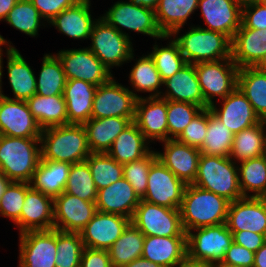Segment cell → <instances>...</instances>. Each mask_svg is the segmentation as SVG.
I'll return each instance as SVG.
<instances>
[{"mask_svg":"<svg viewBox=\"0 0 266 267\" xmlns=\"http://www.w3.org/2000/svg\"><path fill=\"white\" fill-rule=\"evenodd\" d=\"M230 201L193 184H186L179 208L185 232L226 223Z\"/></svg>","mask_w":266,"mask_h":267,"instance_id":"obj_1","label":"cell"},{"mask_svg":"<svg viewBox=\"0 0 266 267\" xmlns=\"http://www.w3.org/2000/svg\"><path fill=\"white\" fill-rule=\"evenodd\" d=\"M40 143L41 160L74 164L85 161L92 153L83 125L68 124L44 128Z\"/></svg>","mask_w":266,"mask_h":267,"instance_id":"obj_2","label":"cell"},{"mask_svg":"<svg viewBox=\"0 0 266 267\" xmlns=\"http://www.w3.org/2000/svg\"><path fill=\"white\" fill-rule=\"evenodd\" d=\"M40 139L0 135V173L9 181L30 183L41 160Z\"/></svg>","mask_w":266,"mask_h":267,"instance_id":"obj_3","label":"cell"},{"mask_svg":"<svg viewBox=\"0 0 266 267\" xmlns=\"http://www.w3.org/2000/svg\"><path fill=\"white\" fill-rule=\"evenodd\" d=\"M230 157L201 154L193 185L211 191L230 202L243 197L239 186L238 167Z\"/></svg>","mask_w":266,"mask_h":267,"instance_id":"obj_4","label":"cell"},{"mask_svg":"<svg viewBox=\"0 0 266 267\" xmlns=\"http://www.w3.org/2000/svg\"><path fill=\"white\" fill-rule=\"evenodd\" d=\"M174 40L187 63L225 61L231 58L232 40L220 32L192 27L186 34Z\"/></svg>","mask_w":266,"mask_h":267,"instance_id":"obj_5","label":"cell"},{"mask_svg":"<svg viewBox=\"0 0 266 267\" xmlns=\"http://www.w3.org/2000/svg\"><path fill=\"white\" fill-rule=\"evenodd\" d=\"M131 222L145 235L157 237H186L180 210L140 200Z\"/></svg>","mask_w":266,"mask_h":267,"instance_id":"obj_6","label":"cell"},{"mask_svg":"<svg viewBox=\"0 0 266 267\" xmlns=\"http://www.w3.org/2000/svg\"><path fill=\"white\" fill-rule=\"evenodd\" d=\"M186 233L187 256L208 263L222 262L226 250L233 243V235L226 223L195 228Z\"/></svg>","mask_w":266,"mask_h":267,"instance_id":"obj_7","label":"cell"},{"mask_svg":"<svg viewBox=\"0 0 266 267\" xmlns=\"http://www.w3.org/2000/svg\"><path fill=\"white\" fill-rule=\"evenodd\" d=\"M127 35L108 25L100 17L92 27V46L89 49L108 69L119 66L122 62L133 59L132 45Z\"/></svg>","mask_w":266,"mask_h":267,"instance_id":"obj_8","label":"cell"},{"mask_svg":"<svg viewBox=\"0 0 266 267\" xmlns=\"http://www.w3.org/2000/svg\"><path fill=\"white\" fill-rule=\"evenodd\" d=\"M223 63L225 65L218 60L195 64L200 89L209 106L214 104L213 97L220 96L224 99L237 88L239 67L231 58L225 59Z\"/></svg>","mask_w":266,"mask_h":267,"instance_id":"obj_9","label":"cell"},{"mask_svg":"<svg viewBox=\"0 0 266 267\" xmlns=\"http://www.w3.org/2000/svg\"><path fill=\"white\" fill-rule=\"evenodd\" d=\"M138 98L137 94L117 84L112 77L107 83L97 86L91 118L123 117L134 122Z\"/></svg>","mask_w":266,"mask_h":267,"instance_id":"obj_10","label":"cell"},{"mask_svg":"<svg viewBox=\"0 0 266 267\" xmlns=\"http://www.w3.org/2000/svg\"><path fill=\"white\" fill-rule=\"evenodd\" d=\"M102 19L121 33L123 32L120 26L155 38L170 37L164 35L158 27L154 10L142 7L131 0L115 3Z\"/></svg>","mask_w":266,"mask_h":267,"instance_id":"obj_11","label":"cell"},{"mask_svg":"<svg viewBox=\"0 0 266 267\" xmlns=\"http://www.w3.org/2000/svg\"><path fill=\"white\" fill-rule=\"evenodd\" d=\"M186 184L156 159L149 170L147 190L141 198L159 206L179 209Z\"/></svg>","mask_w":266,"mask_h":267,"instance_id":"obj_12","label":"cell"},{"mask_svg":"<svg viewBox=\"0 0 266 267\" xmlns=\"http://www.w3.org/2000/svg\"><path fill=\"white\" fill-rule=\"evenodd\" d=\"M66 79H79L99 86L107 83L112 74L89 48L59 51L57 54Z\"/></svg>","mask_w":266,"mask_h":267,"instance_id":"obj_13","label":"cell"},{"mask_svg":"<svg viewBox=\"0 0 266 267\" xmlns=\"http://www.w3.org/2000/svg\"><path fill=\"white\" fill-rule=\"evenodd\" d=\"M42 128L30 112L25 100L0 98V135L40 139Z\"/></svg>","mask_w":266,"mask_h":267,"instance_id":"obj_14","label":"cell"},{"mask_svg":"<svg viewBox=\"0 0 266 267\" xmlns=\"http://www.w3.org/2000/svg\"><path fill=\"white\" fill-rule=\"evenodd\" d=\"M19 267H55L56 229L20 234Z\"/></svg>","mask_w":266,"mask_h":267,"instance_id":"obj_15","label":"cell"},{"mask_svg":"<svg viewBox=\"0 0 266 267\" xmlns=\"http://www.w3.org/2000/svg\"><path fill=\"white\" fill-rule=\"evenodd\" d=\"M131 222L118 214L96 211L92 219L79 232L85 248L108 250Z\"/></svg>","mask_w":266,"mask_h":267,"instance_id":"obj_16","label":"cell"},{"mask_svg":"<svg viewBox=\"0 0 266 267\" xmlns=\"http://www.w3.org/2000/svg\"><path fill=\"white\" fill-rule=\"evenodd\" d=\"M53 210L54 229L78 233L97 211L95 202L85 201L65 192L53 198Z\"/></svg>","mask_w":266,"mask_h":267,"instance_id":"obj_17","label":"cell"},{"mask_svg":"<svg viewBox=\"0 0 266 267\" xmlns=\"http://www.w3.org/2000/svg\"><path fill=\"white\" fill-rule=\"evenodd\" d=\"M226 226L230 231L248 230L266 236V198L249 195L230 202Z\"/></svg>","mask_w":266,"mask_h":267,"instance_id":"obj_18","label":"cell"},{"mask_svg":"<svg viewBox=\"0 0 266 267\" xmlns=\"http://www.w3.org/2000/svg\"><path fill=\"white\" fill-rule=\"evenodd\" d=\"M223 100V108L221 110H218L214 104L209 106V110L233 134L262 121L238 87Z\"/></svg>","mask_w":266,"mask_h":267,"instance_id":"obj_19","label":"cell"},{"mask_svg":"<svg viewBox=\"0 0 266 267\" xmlns=\"http://www.w3.org/2000/svg\"><path fill=\"white\" fill-rule=\"evenodd\" d=\"M134 123L146 139L168 140L167 100L139 97L135 104Z\"/></svg>","mask_w":266,"mask_h":267,"instance_id":"obj_20","label":"cell"},{"mask_svg":"<svg viewBox=\"0 0 266 267\" xmlns=\"http://www.w3.org/2000/svg\"><path fill=\"white\" fill-rule=\"evenodd\" d=\"M163 142L165 152H156L157 159L185 184H192L198 171L199 148L180 143L173 137Z\"/></svg>","mask_w":266,"mask_h":267,"instance_id":"obj_21","label":"cell"},{"mask_svg":"<svg viewBox=\"0 0 266 267\" xmlns=\"http://www.w3.org/2000/svg\"><path fill=\"white\" fill-rule=\"evenodd\" d=\"M198 8L208 24L203 29L223 33L231 40L242 24V7L236 0H199Z\"/></svg>","mask_w":266,"mask_h":267,"instance_id":"obj_22","label":"cell"},{"mask_svg":"<svg viewBox=\"0 0 266 267\" xmlns=\"http://www.w3.org/2000/svg\"><path fill=\"white\" fill-rule=\"evenodd\" d=\"M53 197L32 187L26 192L20 219V234L27 231L54 229Z\"/></svg>","mask_w":266,"mask_h":267,"instance_id":"obj_23","label":"cell"},{"mask_svg":"<svg viewBox=\"0 0 266 267\" xmlns=\"http://www.w3.org/2000/svg\"><path fill=\"white\" fill-rule=\"evenodd\" d=\"M140 200L130 183L122 177L98 190L95 204L97 211L118 214L131 220Z\"/></svg>","mask_w":266,"mask_h":267,"instance_id":"obj_24","label":"cell"},{"mask_svg":"<svg viewBox=\"0 0 266 267\" xmlns=\"http://www.w3.org/2000/svg\"><path fill=\"white\" fill-rule=\"evenodd\" d=\"M266 53V30L241 24L232 38L231 59L240 68L254 67Z\"/></svg>","mask_w":266,"mask_h":267,"instance_id":"obj_25","label":"cell"},{"mask_svg":"<svg viewBox=\"0 0 266 267\" xmlns=\"http://www.w3.org/2000/svg\"><path fill=\"white\" fill-rule=\"evenodd\" d=\"M97 86L79 79H68L63 91L68 124L83 125L91 119Z\"/></svg>","mask_w":266,"mask_h":267,"instance_id":"obj_26","label":"cell"},{"mask_svg":"<svg viewBox=\"0 0 266 267\" xmlns=\"http://www.w3.org/2000/svg\"><path fill=\"white\" fill-rule=\"evenodd\" d=\"M167 86L168 92L164 98L177 102L192 103L201 106L203 109L209 108L204 101L198 77L195 71V64L187 63L173 76L163 81Z\"/></svg>","mask_w":266,"mask_h":267,"instance_id":"obj_27","label":"cell"},{"mask_svg":"<svg viewBox=\"0 0 266 267\" xmlns=\"http://www.w3.org/2000/svg\"><path fill=\"white\" fill-rule=\"evenodd\" d=\"M186 255V237L145 236L142 257L151 262L175 267Z\"/></svg>","mask_w":266,"mask_h":267,"instance_id":"obj_28","label":"cell"},{"mask_svg":"<svg viewBox=\"0 0 266 267\" xmlns=\"http://www.w3.org/2000/svg\"><path fill=\"white\" fill-rule=\"evenodd\" d=\"M132 122L128 118H91L83 124L92 153H107L117 136Z\"/></svg>","mask_w":266,"mask_h":267,"instance_id":"obj_29","label":"cell"},{"mask_svg":"<svg viewBox=\"0 0 266 267\" xmlns=\"http://www.w3.org/2000/svg\"><path fill=\"white\" fill-rule=\"evenodd\" d=\"M89 1H78L74 6L60 12L49 23L59 31L75 39H86L91 35L95 21L92 20Z\"/></svg>","mask_w":266,"mask_h":267,"instance_id":"obj_30","label":"cell"},{"mask_svg":"<svg viewBox=\"0 0 266 267\" xmlns=\"http://www.w3.org/2000/svg\"><path fill=\"white\" fill-rule=\"evenodd\" d=\"M72 164L66 162L40 160L30 183L35 190L56 197L64 192Z\"/></svg>","mask_w":266,"mask_h":267,"instance_id":"obj_31","label":"cell"},{"mask_svg":"<svg viewBox=\"0 0 266 267\" xmlns=\"http://www.w3.org/2000/svg\"><path fill=\"white\" fill-rule=\"evenodd\" d=\"M7 48L8 77L14 100L26 101L36 94V78L19 51L11 45Z\"/></svg>","mask_w":266,"mask_h":267,"instance_id":"obj_32","label":"cell"},{"mask_svg":"<svg viewBox=\"0 0 266 267\" xmlns=\"http://www.w3.org/2000/svg\"><path fill=\"white\" fill-rule=\"evenodd\" d=\"M146 140L137 125L132 122L117 136L107 154L121 164L140 160L151 152Z\"/></svg>","mask_w":266,"mask_h":267,"instance_id":"obj_33","label":"cell"},{"mask_svg":"<svg viewBox=\"0 0 266 267\" xmlns=\"http://www.w3.org/2000/svg\"><path fill=\"white\" fill-rule=\"evenodd\" d=\"M26 103L42 129L68 125L66 102L63 95L45 97L35 94L27 99Z\"/></svg>","mask_w":266,"mask_h":267,"instance_id":"obj_34","label":"cell"},{"mask_svg":"<svg viewBox=\"0 0 266 267\" xmlns=\"http://www.w3.org/2000/svg\"><path fill=\"white\" fill-rule=\"evenodd\" d=\"M198 2L199 0H159L155 15L162 33L175 36L190 14L198 8Z\"/></svg>","mask_w":266,"mask_h":267,"instance_id":"obj_35","label":"cell"},{"mask_svg":"<svg viewBox=\"0 0 266 267\" xmlns=\"http://www.w3.org/2000/svg\"><path fill=\"white\" fill-rule=\"evenodd\" d=\"M237 87L249 100L259 118L266 121V72L255 67L240 68Z\"/></svg>","mask_w":266,"mask_h":267,"instance_id":"obj_36","label":"cell"},{"mask_svg":"<svg viewBox=\"0 0 266 267\" xmlns=\"http://www.w3.org/2000/svg\"><path fill=\"white\" fill-rule=\"evenodd\" d=\"M145 235L130 222L122 235L107 250L112 267H123L142 257Z\"/></svg>","mask_w":266,"mask_h":267,"instance_id":"obj_37","label":"cell"},{"mask_svg":"<svg viewBox=\"0 0 266 267\" xmlns=\"http://www.w3.org/2000/svg\"><path fill=\"white\" fill-rule=\"evenodd\" d=\"M265 124L266 121L262 120L260 123L234 134L232 150L229 157L231 159L234 157L241 162L264 155L266 134L264 133L263 127Z\"/></svg>","mask_w":266,"mask_h":267,"instance_id":"obj_38","label":"cell"},{"mask_svg":"<svg viewBox=\"0 0 266 267\" xmlns=\"http://www.w3.org/2000/svg\"><path fill=\"white\" fill-rule=\"evenodd\" d=\"M240 165L238 177L243 197H248V190L255 192L251 197L266 198V156L241 161Z\"/></svg>","mask_w":266,"mask_h":267,"instance_id":"obj_39","label":"cell"},{"mask_svg":"<svg viewBox=\"0 0 266 267\" xmlns=\"http://www.w3.org/2000/svg\"><path fill=\"white\" fill-rule=\"evenodd\" d=\"M66 81L67 79L58 57L46 54L43 57L39 79H36V94L45 97L63 95Z\"/></svg>","mask_w":266,"mask_h":267,"instance_id":"obj_40","label":"cell"},{"mask_svg":"<svg viewBox=\"0 0 266 267\" xmlns=\"http://www.w3.org/2000/svg\"><path fill=\"white\" fill-rule=\"evenodd\" d=\"M233 139L234 134L208 108L207 133L203 145L199 148L201 154L229 157Z\"/></svg>","mask_w":266,"mask_h":267,"instance_id":"obj_41","label":"cell"},{"mask_svg":"<svg viewBox=\"0 0 266 267\" xmlns=\"http://www.w3.org/2000/svg\"><path fill=\"white\" fill-rule=\"evenodd\" d=\"M85 161L97 190L108 187L123 177V164L116 162L107 153H91Z\"/></svg>","mask_w":266,"mask_h":267,"instance_id":"obj_42","label":"cell"},{"mask_svg":"<svg viewBox=\"0 0 266 267\" xmlns=\"http://www.w3.org/2000/svg\"><path fill=\"white\" fill-rule=\"evenodd\" d=\"M64 192L85 201L96 202L98 190L86 161L71 165Z\"/></svg>","mask_w":266,"mask_h":267,"instance_id":"obj_43","label":"cell"},{"mask_svg":"<svg viewBox=\"0 0 266 267\" xmlns=\"http://www.w3.org/2000/svg\"><path fill=\"white\" fill-rule=\"evenodd\" d=\"M84 248L80 233L56 229L55 267H80Z\"/></svg>","mask_w":266,"mask_h":267,"instance_id":"obj_44","label":"cell"},{"mask_svg":"<svg viewBox=\"0 0 266 267\" xmlns=\"http://www.w3.org/2000/svg\"><path fill=\"white\" fill-rule=\"evenodd\" d=\"M130 82L137 89V91L154 92L151 97H159L161 92H158L163 81L160 73L155 67L153 59L146 55L141 57L130 72Z\"/></svg>","mask_w":266,"mask_h":267,"instance_id":"obj_45","label":"cell"},{"mask_svg":"<svg viewBox=\"0 0 266 267\" xmlns=\"http://www.w3.org/2000/svg\"><path fill=\"white\" fill-rule=\"evenodd\" d=\"M41 18L39 11L30 0H19L9 11L5 20L27 35L36 36Z\"/></svg>","mask_w":266,"mask_h":267,"instance_id":"obj_46","label":"cell"},{"mask_svg":"<svg viewBox=\"0 0 266 267\" xmlns=\"http://www.w3.org/2000/svg\"><path fill=\"white\" fill-rule=\"evenodd\" d=\"M154 46V51L149 55L153 59L162 81L173 76L187 64L175 40L167 47L158 48L157 45Z\"/></svg>","mask_w":266,"mask_h":267,"instance_id":"obj_47","label":"cell"},{"mask_svg":"<svg viewBox=\"0 0 266 267\" xmlns=\"http://www.w3.org/2000/svg\"><path fill=\"white\" fill-rule=\"evenodd\" d=\"M203 108L187 102L167 100L168 139H176Z\"/></svg>","mask_w":266,"mask_h":267,"instance_id":"obj_48","label":"cell"},{"mask_svg":"<svg viewBox=\"0 0 266 267\" xmlns=\"http://www.w3.org/2000/svg\"><path fill=\"white\" fill-rule=\"evenodd\" d=\"M31 183L10 181L0 198V214L17 222L21 216L26 192Z\"/></svg>","mask_w":266,"mask_h":267,"instance_id":"obj_49","label":"cell"},{"mask_svg":"<svg viewBox=\"0 0 266 267\" xmlns=\"http://www.w3.org/2000/svg\"><path fill=\"white\" fill-rule=\"evenodd\" d=\"M156 159L157 153L151 151L140 160L123 164V177L130 183L140 199L146 193L149 170Z\"/></svg>","mask_w":266,"mask_h":267,"instance_id":"obj_50","label":"cell"},{"mask_svg":"<svg viewBox=\"0 0 266 267\" xmlns=\"http://www.w3.org/2000/svg\"><path fill=\"white\" fill-rule=\"evenodd\" d=\"M208 125V108L199 113L176 138L180 143L200 148L205 140Z\"/></svg>","mask_w":266,"mask_h":267,"instance_id":"obj_51","label":"cell"},{"mask_svg":"<svg viewBox=\"0 0 266 267\" xmlns=\"http://www.w3.org/2000/svg\"><path fill=\"white\" fill-rule=\"evenodd\" d=\"M242 24L246 28L266 30V4L260 2L242 7Z\"/></svg>","mask_w":266,"mask_h":267,"instance_id":"obj_52","label":"cell"},{"mask_svg":"<svg viewBox=\"0 0 266 267\" xmlns=\"http://www.w3.org/2000/svg\"><path fill=\"white\" fill-rule=\"evenodd\" d=\"M41 17L49 22L63 10L74 6L80 0H30Z\"/></svg>","mask_w":266,"mask_h":267,"instance_id":"obj_53","label":"cell"},{"mask_svg":"<svg viewBox=\"0 0 266 267\" xmlns=\"http://www.w3.org/2000/svg\"><path fill=\"white\" fill-rule=\"evenodd\" d=\"M255 253L247 248L232 243L226 250V254L222 263L232 264L242 267H253Z\"/></svg>","mask_w":266,"mask_h":267,"instance_id":"obj_54","label":"cell"},{"mask_svg":"<svg viewBox=\"0 0 266 267\" xmlns=\"http://www.w3.org/2000/svg\"><path fill=\"white\" fill-rule=\"evenodd\" d=\"M80 267H112L107 250L84 248Z\"/></svg>","mask_w":266,"mask_h":267,"instance_id":"obj_55","label":"cell"},{"mask_svg":"<svg viewBox=\"0 0 266 267\" xmlns=\"http://www.w3.org/2000/svg\"><path fill=\"white\" fill-rule=\"evenodd\" d=\"M233 242L252 252H256L266 241V236L252 231H231Z\"/></svg>","mask_w":266,"mask_h":267,"instance_id":"obj_56","label":"cell"},{"mask_svg":"<svg viewBox=\"0 0 266 267\" xmlns=\"http://www.w3.org/2000/svg\"><path fill=\"white\" fill-rule=\"evenodd\" d=\"M176 267H213L212 263L200 261V260H194L189 258L187 255L179 261L176 265Z\"/></svg>","mask_w":266,"mask_h":267,"instance_id":"obj_57","label":"cell"},{"mask_svg":"<svg viewBox=\"0 0 266 267\" xmlns=\"http://www.w3.org/2000/svg\"><path fill=\"white\" fill-rule=\"evenodd\" d=\"M253 267H266V241L255 252V258H254V265H253Z\"/></svg>","mask_w":266,"mask_h":267,"instance_id":"obj_58","label":"cell"},{"mask_svg":"<svg viewBox=\"0 0 266 267\" xmlns=\"http://www.w3.org/2000/svg\"><path fill=\"white\" fill-rule=\"evenodd\" d=\"M19 0H0V19H6L9 11Z\"/></svg>","mask_w":266,"mask_h":267,"instance_id":"obj_59","label":"cell"},{"mask_svg":"<svg viewBox=\"0 0 266 267\" xmlns=\"http://www.w3.org/2000/svg\"><path fill=\"white\" fill-rule=\"evenodd\" d=\"M123 267H162L159 264L149 261L143 257L136 258L129 264L124 265Z\"/></svg>","mask_w":266,"mask_h":267,"instance_id":"obj_60","label":"cell"},{"mask_svg":"<svg viewBox=\"0 0 266 267\" xmlns=\"http://www.w3.org/2000/svg\"><path fill=\"white\" fill-rule=\"evenodd\" d=\"M131 1L142 7H146L154 11L157 9V6L159 4V0H131Z\"/></svg>","mask_w":266,"mask_h":267,"instance_id":"obj_61","label":"cell"},{"mask_svg":"<svg viewBox=\"0 0 266 267\" xmlns=\"http://www.w3.org/2000/svg\"><path fill=\"white\" fill-rule=\"evenodd\" d=\"M254 67L259 71L266 72V53Z\"/></svg>","mask_w":266,"mask_h":267,"instance_id":"obj_62","label":"cell"},{"mask_svg":"<svg viewBox=\"0 0 266 267\" xmlns=\"http://www.w3.org/2000/svg\"><path fill=\"white\" fill-rule=\"evenodd\" d=\"M9 182L10 181L2 173H0V198Z\"/></svg>","mask_w":266,"mask_h":267,"instance_id":"obj_63","label":"cell"},{"mask_svg":"<svg viewBox=\"0 0 266 267\" xmlns=\"http://www.w3.org/2000/svg\"><path fill=\"white\" fill-rule=\"evenodd\" d=\"M236 1L241 7H244V6L249 5V4L261 2V0H236Z\"/></svg>","mask_w":266,"mask_h":267,"instance_id":"obj_64","label":"cell"},{"mask_svg":"<svg viewBox=\"0 0 266 267\" xmlns=\"http://www.w3.org/2000/svg\"><path fill=\"white\" fill-rule=\"evenodd\" d=\"M213 267H242V266H237V265H232V264H226L222 262H217L213 264Z\"/></svg>","mask_w":266,"mask_h":267,"instance_id":"obj_65","label":"cell"},{"mask_svg":"<svg viewBox=\"0 0 266 267\" xmlns=\"http://www.w3.org/2000/svg\"><path fill=\"white\" fill-rule=\"evenodd\" d=\"M1 76H2V50L0 51V98L2 97Z\"/></svg>","mask_w":266,"mask_h":267,"instance_id":"obj_66","label":"cell"},{"mask_svg":"<svg viewBox=\"0 0 266 267\" xmlns=\"http://www.w3.org/2000/svg\"><path fill=\"white\" fill-rule=\"evenodd\" d=\"M7 43V41L0 35V46L1 45H5ZM2 49L0 48V51H1Z\"/></svg>","mask_w":266,"mask_h":267,"instance_id":"obj_67","label":"cell"},{"mask_svg":"<svg viewBox=\"0 0 266 267\" xmlns=\"http://www.w3.org/2000/svg\"><path fill=\"white\" fill-rule=\"evenodd\" d=\"M261 3H264V4H266V0H261Z\"/></svg>","mask_w":266,"mask_h":267,"instance_id":"obj_68","label":"cell"}]
</instances>
